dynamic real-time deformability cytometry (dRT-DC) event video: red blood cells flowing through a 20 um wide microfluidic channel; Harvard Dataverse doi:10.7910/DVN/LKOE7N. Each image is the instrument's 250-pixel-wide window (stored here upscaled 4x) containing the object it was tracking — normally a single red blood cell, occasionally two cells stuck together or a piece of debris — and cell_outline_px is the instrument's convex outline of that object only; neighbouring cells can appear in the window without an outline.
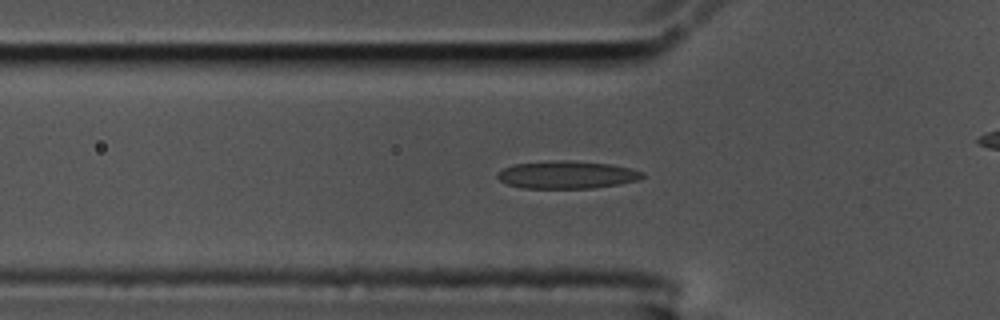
{"species": "common noctule bat (a hibernating species)", "species_latin": "Nyctalus noctula", "temperature_condition": "cold", "stored_images_in_passage": 40, "camera_frame_rate_fps": 3000, "um_per_image_px": 0.085, "animal": {"sex": "male", "body_mass_g": 17.5, "forearm_length_mm": 52.3}, "frame": {"image": 1, "passage_image": 11, "time_ms": 3.333, "image_size_px": [1000, 320], "cell_outline_px": [[644, 176], [640, 180], [620, 184], [592, 188], [524, 188], [508, 184], [500, 180], [496, 176], [496, 172], [504, 168], [516, 164], [552, 160], [568, 160], [612, 164], [644, 172]], "centroid_in_image_um": [48.2, 14.85], "position_along_channel_um": 77.6, "area_um2": 23.41}}
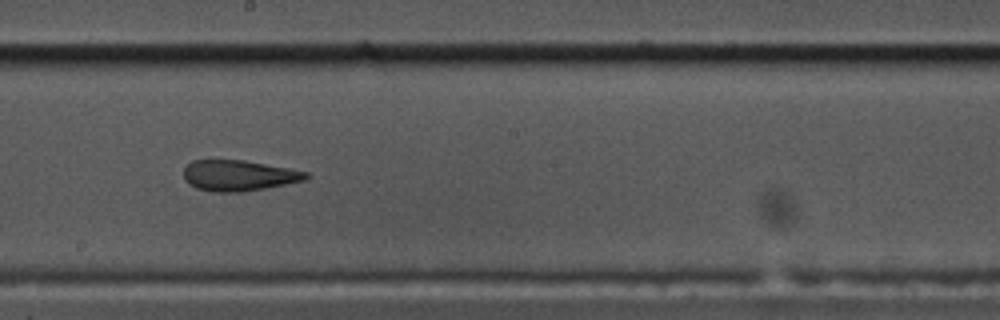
{"frame": {"image": 2, "passage_image": 24, "time_ms": 7.667, "image_size_px": [1000, 320], "cell_outline_px": [[308, 176], [304, 180], [244, 192], [212, 192], [196, 188], [188, 184], [184, 180], [184, 168], [192, 160], [244, 160], [288, 168], [308, 172]], "centroid_in_image_um": [20.23, 14.92], "position_along_channel_um": 228.0, "area_um2": 21.85}}
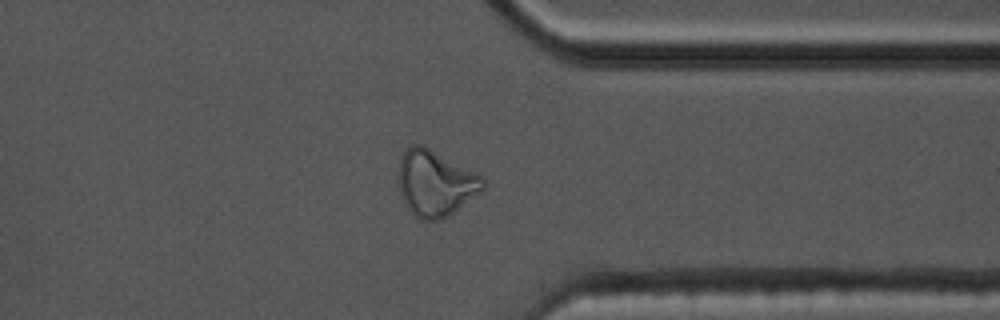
{"frame": {"image": 3, "passage_image": 37, "time_ms": 12.0, "image_size_px": [1000, 320], "cell_outline_px": [[488, 180], [484, 188], [448, 216], [436, 220], [420, 220], [408, 208], [400, 192], [400, 156], [412, 144], [424, 144], [484, 176]], "centroid_in_image_um": [37.04, 15.53], "position_along_channel_um": 374.4, "area_um2": 32.31}}